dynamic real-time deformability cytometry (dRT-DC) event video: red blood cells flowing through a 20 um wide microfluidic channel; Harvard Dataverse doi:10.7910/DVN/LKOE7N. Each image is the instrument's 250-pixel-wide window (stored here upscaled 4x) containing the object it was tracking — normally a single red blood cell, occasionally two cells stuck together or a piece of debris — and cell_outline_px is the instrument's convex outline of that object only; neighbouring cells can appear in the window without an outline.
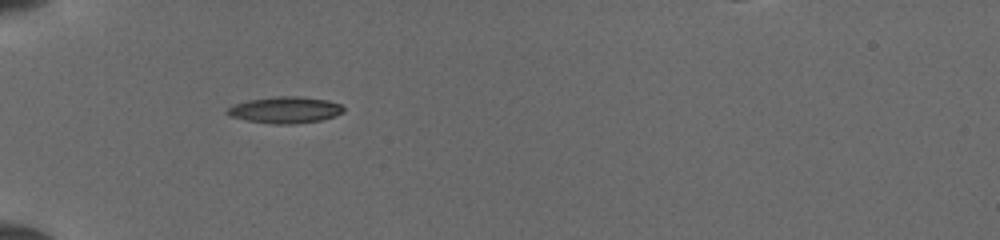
{"species": "common noctule bat (a hibernating species)", "species_latin": "Nyctalus noctula", "temperature_condition": "cold", "stored_images_in_passage": 34, "camera_frame_rate_fps": 3000, "um_per_image_px": 0.085, "animal": {"sex": "female", "body_mass_g": 19.5, "forearm_length_mm": 54.1}, "frame": {"image": 1, "passage_image": 1, "time_ms": 0.0, "image_size_px": [1000, 240], "cell_outline_px": [[344, 112], [320, 120], [292, 124], [272, 124], [248, 120], [228, 116], [224, 112], [232, 104], [248, 100], [276, 96], [300, 96], [328, 100], [340, 104], [344, 108]], "centroid_in_image_um": [24.19, 9.33], "position_along_channel_um": 60.8, "area_um2": 17.98}}
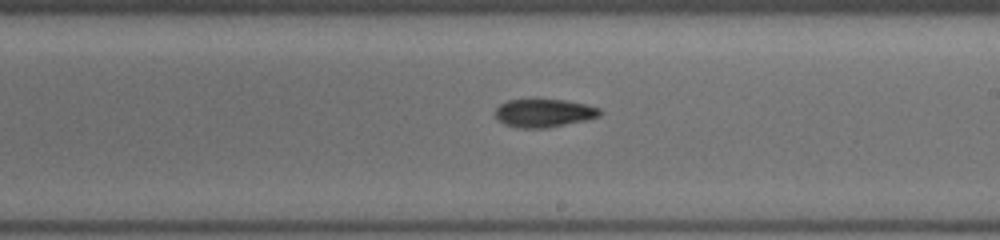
{"frame": {"image": 2, "passage_image": 15, "time_ms": 4.667, "image_size_px": [1000, 240], "cell_outline_px": [[604, 112], [600, 116], [588, 120], [544, 128], [516, 128], [504, 124], [496, 120], [492, 112], [500, 104], [508, 100], [528, 96], [536, 96], [564, 100], [584, 104], [600, 108]], "centroid_in_image_um": [46.16, 9.56], "position_along_channel_um": 242.8, "area_um2": 18.32}}
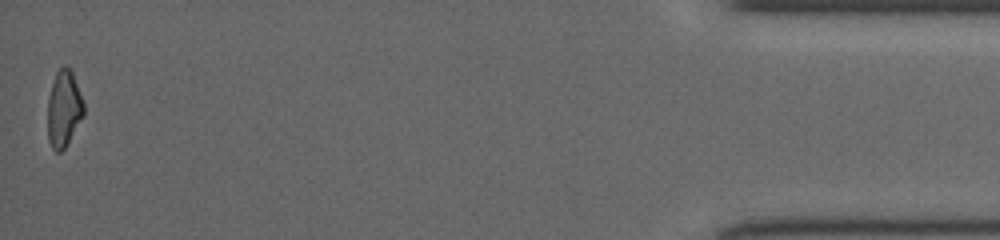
{"frame": {"image": 3, "passage_image": 34, "time_ms": 11.0, "image_size_px": [1000, 240], "cell_outline_px": [[84, 116], [64, 148], [60, 152], [56, 152], [52, 148], [48, 140], [48, 96], [56, 72], [64, 64], [68, 64], [72, 72], [84, 104]], "centroid_in_image_um": [5.42, 9.23], "position_along_channel_um": 429.8, "area_um2": 16.07}}